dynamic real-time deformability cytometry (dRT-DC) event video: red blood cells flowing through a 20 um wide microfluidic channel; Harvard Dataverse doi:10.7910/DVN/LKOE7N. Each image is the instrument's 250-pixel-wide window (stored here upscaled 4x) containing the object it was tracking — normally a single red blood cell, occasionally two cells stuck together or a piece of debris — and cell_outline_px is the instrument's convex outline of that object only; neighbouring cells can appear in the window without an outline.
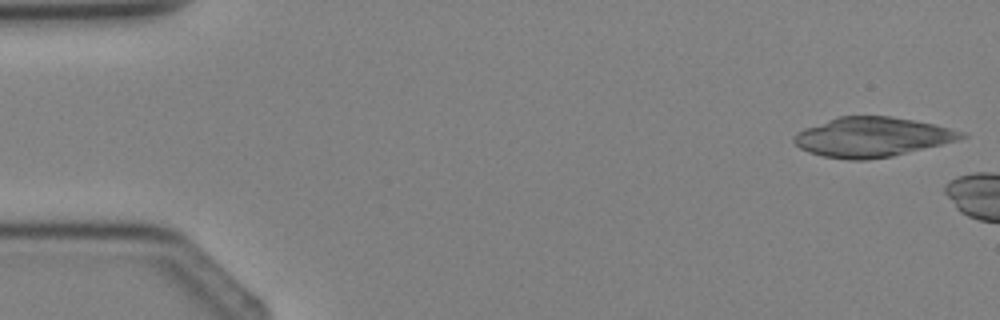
{"species": "Egyptian fruit bat (a non-hibernating species)", "species_latin": "Rousettus aegyptiacus", "temperature_condition": "cold", "stored_images_in_passage": 2, "camera_frame_rate_fps": 3000, "um_per_image_px": 0.085, "animal": {"sex": "female"}, "frame": {"image": 1, "passage_image": 1, "time_ms": 0.0, "image_size_px": [1000, 320], "cell_outline_px": [[968, 136], [956, 140], [892, 156], [868, 160], [848, 160], [824, 156], [808, 152], [800, 148], [792, 140], [792, 136], [796, 132], [804, 128], [840, 116], [892, 116], [932, 124], [964, 132]], "centroid_in_image_um": [74.06, 11.65], "position_along_channel_um": 10.9, "area_um2": 38.26}}